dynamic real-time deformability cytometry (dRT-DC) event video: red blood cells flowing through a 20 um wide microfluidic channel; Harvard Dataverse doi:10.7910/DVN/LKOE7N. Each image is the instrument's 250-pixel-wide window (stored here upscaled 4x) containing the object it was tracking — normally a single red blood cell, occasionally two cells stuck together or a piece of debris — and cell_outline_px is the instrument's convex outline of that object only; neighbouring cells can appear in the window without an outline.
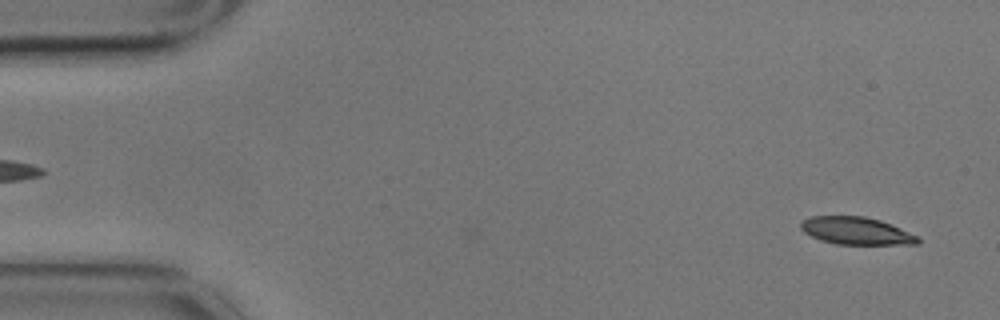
{"species": "common noctule bat (a hibernating species)", "species_latin": "Nyctalus noctula", "temperature_condition": "cold", "stored_images_in_passage": 5, "segment_of_instrument_passage": [2, 2], "camera_frame_rate_fps": 3000, "um_per_image_px": 0.085, "animal": {"sex": "male", "body_mass_g": 17.9}, "frame": {"image": 1, "passage_image": 5, "time_ms": 1.333, "image_size_px": [1000, 320], "cell_outline_px": [[920, 244], [836, 244], [820, 240], [804, 232], [800, 228], [800, 220], [812, 216], [864, 216], [880, 220], [920, 236]], "centroid_in_image_um": [72.78, 19.62], "position_along_channel_um": 12.2, "area_um2": 18.84}}